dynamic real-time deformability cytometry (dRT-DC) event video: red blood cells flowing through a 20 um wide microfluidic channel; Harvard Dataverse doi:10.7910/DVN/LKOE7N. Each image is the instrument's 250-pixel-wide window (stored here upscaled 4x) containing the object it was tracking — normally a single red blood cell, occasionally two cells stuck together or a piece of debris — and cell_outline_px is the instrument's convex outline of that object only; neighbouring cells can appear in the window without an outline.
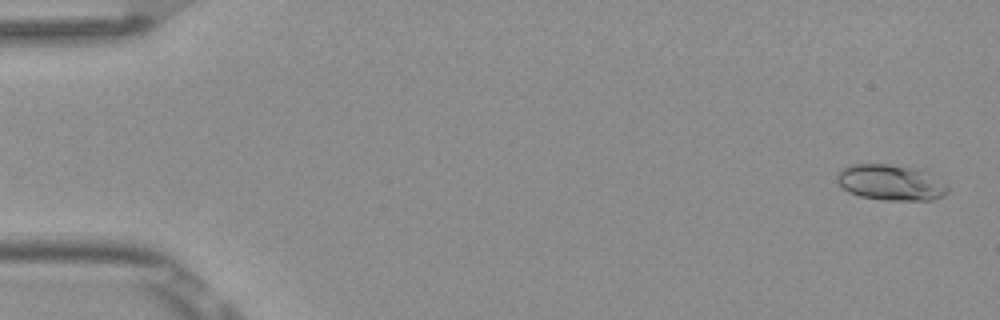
{"species": "Egyptian fruit bat (a non-hibernating species)", "species_latin": "Rousettus aegyptiacus", "temperature_condition": "room temperature", "stored_images_in_passage": 6, "camera_frame_rate_fps": 3000, "um_per_image_px": 0.085, "frame": {"image": 1, "passage_image": 1, "time_ms": 0.0, "image_size_px": [1000, 320], "cell_outline_px": [[948, 192], [944, 196], [932, 200], [884, 200], [860, 196], [848, 192], [836, 180], [836, 172], [840, 168], [852, 164], [888, 164], [928, 168], [948, 184]], "centroid_in_image_um": [75.8, 15.48], "position_along_channel_um": 9.2, "area_um2": 24.04}}